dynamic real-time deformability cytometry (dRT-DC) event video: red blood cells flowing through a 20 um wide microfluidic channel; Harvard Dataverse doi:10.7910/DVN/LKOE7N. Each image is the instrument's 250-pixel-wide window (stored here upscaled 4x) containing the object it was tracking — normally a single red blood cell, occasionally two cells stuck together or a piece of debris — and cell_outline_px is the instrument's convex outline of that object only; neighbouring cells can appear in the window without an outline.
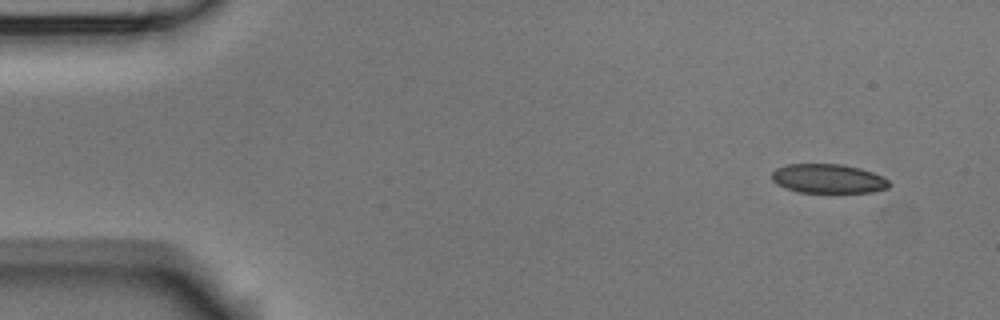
{"species": "Egyptian fruit bat (a non-hibernating species)", "species_latin": "Rousettus aegyptiacus", "temperature_condition": "room temperature", "stored_images_in_passage": 5, "camera_frame_rate_fps": 3000, "um_per_image_px": 0.085, "animal": {"sex": "male"}, "frame": {"image": 1, "passage_image": 1, "time_ms": 0.0, "image_size_px": [1000, 320], "cell_outline_px": [[892, 184], [888, 188], [872, 192], [800, 192], [784, 188], [776, 184], [772, 180], [772, 172], [776, 168], [788, 164], [840, 164], [860, 168], [872, 172], [888, 180]], "centroid_in_image_um": [70.38, 15.18], "position_along_channel_um": 14.6, "area_um2": 19.94}}
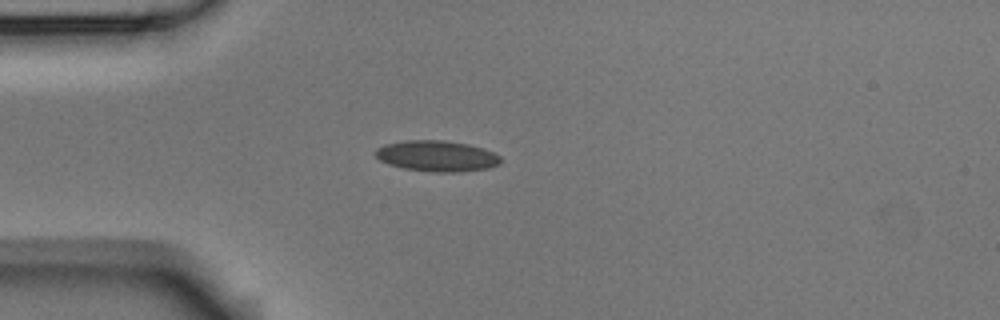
{"frame": {"image": 2, "passage_image": 4, "time_ms": 1.0, "image_size_px": [1000, 320], "cell_outline_px": [[500, 164], [488, 168], [456, 172], [432, 172], [404, 168], [388, 164], [380, 160], [372, 152], [376, 148], [384, 144], [404, 140], [444, 140], [468, 144], [484, 148], [500, 156]], "centroid_in_image_um": [37.09, 13.25], "position_along_channel_um": 47.9, "area_um2": 22.66}}